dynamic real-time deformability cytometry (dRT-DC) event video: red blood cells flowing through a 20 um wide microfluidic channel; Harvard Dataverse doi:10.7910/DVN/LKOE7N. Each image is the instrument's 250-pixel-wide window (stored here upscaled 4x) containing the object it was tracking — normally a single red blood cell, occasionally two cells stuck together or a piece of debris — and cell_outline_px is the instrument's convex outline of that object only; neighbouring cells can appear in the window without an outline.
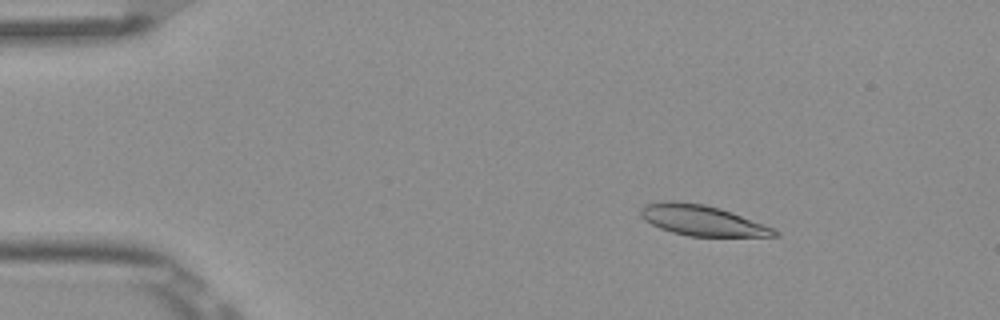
{"species": "Egyptian fruit bat (a non-hibernating species)", "species_latin": "Rousettus aegyptiacus", "temperature_condition": "room temperature", "stored_images_in_passage": 6, "segment_of_instrument_passage": [1, 2], "camera_frame_rate_fps": 3000, "um_per_image_px": 0.085, "frame": {"image": 1, "passage_image": 3, "time_ms": 0.667, "image_size_px": [1000, 320], "cell_outline_px": [[780, 236], [688, 236], [672, 232], [660, 228], [644, 220], [640, 216], [640, 208], [644, 204], [664, 200], [676, 200], [704, 204], [720, 208], [732, 212], [772, 228], [780, 232]], "centroid_in_image_um": [59.61, 18.71], "position_along_channel_um": 25.4, "area_um2": 23.81}}